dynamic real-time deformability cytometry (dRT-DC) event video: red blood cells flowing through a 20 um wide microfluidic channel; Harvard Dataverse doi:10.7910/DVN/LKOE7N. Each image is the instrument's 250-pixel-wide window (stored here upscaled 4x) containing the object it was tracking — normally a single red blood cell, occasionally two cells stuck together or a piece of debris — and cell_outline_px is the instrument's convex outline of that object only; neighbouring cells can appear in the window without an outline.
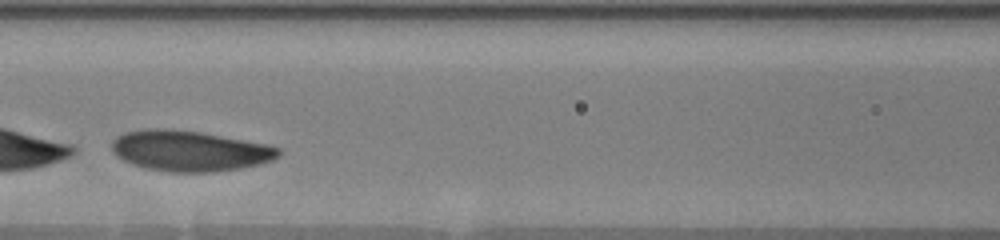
{"species": "human", "species_latin": "Homo sapiens", "temperature_condition": "warm", "stored_images_in_passage": 24, "camera_frame_rate_fps": 3000, "um_per_image_px": 0.085, "donor": {"sex": "male"}, "frame": {"image": 1, "passage_image": 7, "time_ms": 3.0, "image_size_px": [1000, 240], "cell_outline_px": [[280, 156], [272, 160], [260, 164], [240, 168], [212, 172], [168, 172], [144, 168], [132, 164], [116, 156], [112, 152], [112, 140], [116, 136], [124, 132], [148, 128], [164, 128], [200, 132], [268, 144], [280, 148]], "centroid_in_image_um": [16.1, 12.82], "position_along_channel_um": 150.5, "area_um2": 39.71}}
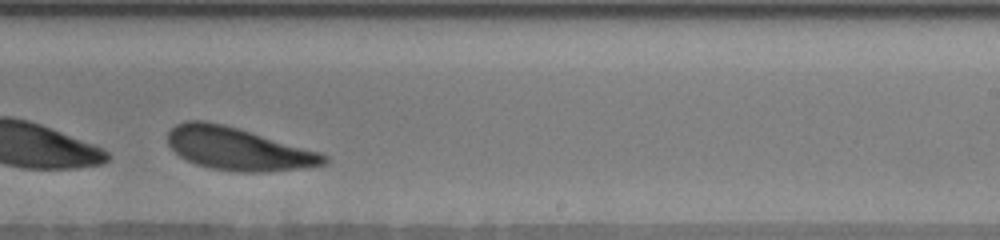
{"frame": {"image": 2, "passage_image": 13, "time_ms": 6.333, "image_size_px": [1000, 240], "cell_outline_px": [[328, 164], [304, 168], [268, 172], [236, 172], [208, 168], [196, 164], [180, 156], [168, 144], [168, 132], [176, 124], [188, 120], [204, 120], [224, 124], [320, 152], [328, 156]], "centroid_in_image_um": [20.25, 12.66], "position_along_channel_um": 268.7, "area_um2": 38.96}, "authors_computed_cell_mechanics": {"area_um2": 39.0728, "velocity_mm_per_s": 3.5562, "shape_relaxation_time_tau1_ms": 0.9671, "shape_relaxation_time_tau2_ms": 4.7906, "deformation_change_tau1": 0.2551, "deformation_change_tau2": 0.1383}}